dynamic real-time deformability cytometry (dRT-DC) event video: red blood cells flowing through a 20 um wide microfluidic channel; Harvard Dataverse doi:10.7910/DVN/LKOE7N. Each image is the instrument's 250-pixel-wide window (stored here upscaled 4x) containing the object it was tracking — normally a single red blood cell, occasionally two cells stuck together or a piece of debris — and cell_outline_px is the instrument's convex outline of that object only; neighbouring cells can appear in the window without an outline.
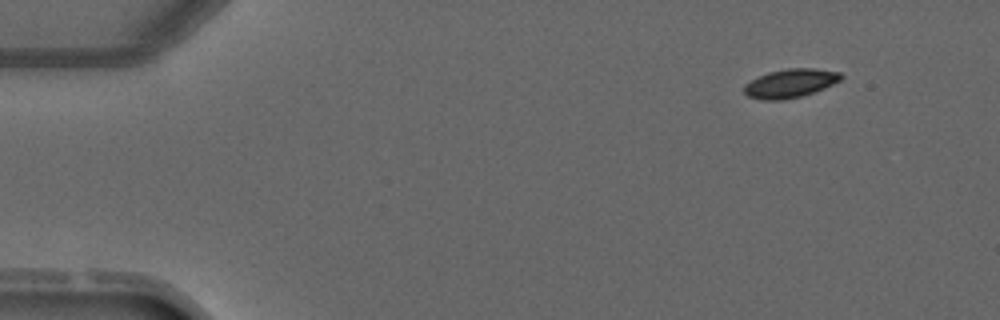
{"species": "common noctule bat (a hibernating species)", "species_latin": "Nyctalus noctula", "temperature_condition": "warm", "stored_images_in_passage": 4, "camera_frame_rate_fps": 3000, "um_per_image_px": 0.085, "animal": {"sex": "male", "forearm_length_mm": 52.5}, "frame": {"image": 1, "passage_image": 1, "time_ms": 0.0, "image_size_px": [1000, 320], "cell_outline_px": [[844, 76], [840, 80], [824, 88], [800, 96], [784, 100], [760, 100], [748, 96], [744, 92], [744, 84], [768, 72], [788, 68], [816, 68], [840, 72]], "centroid_in_image_um": [67.17, 7.07], "position_along_channel_um": 17.8, "area_um2": 16.13}}
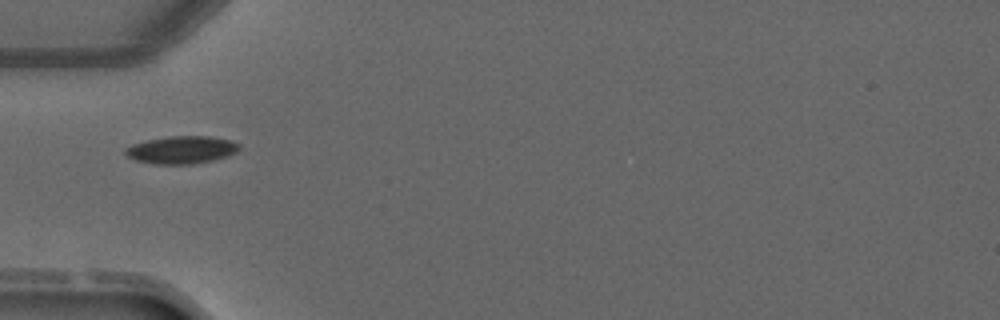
{"frame": {"image": 2, "passage_image": 3, "time_ms": 3.333, "image_size_px": [1000, 320], "cell_outline_px": [[240, 148], [236, 152], [212, 160], [192, 164], [156, 164], [136, 160], [128, 156], [124, 152], [124, 148], [132, 144], [148, 140], [168, 136], [208, 136], [232, 140], [240, 144]], "centroid_in_image_um": [15.42, 12.72], "position_along_channel_um": 69.6, "area_um2": 18.21}}
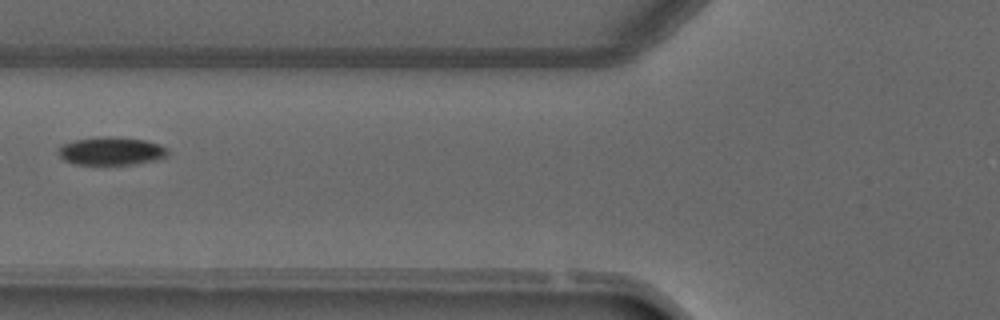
{"frame": {"image": 3, "passage_image": 4, "time_ms": 4.333, "image_size_px": [1000, 320], "cell_outline_px": [[168, 152], [164, 156], [156, 160], [136, 164], [76, 164], [64, 160], [60, 156], [60, 148], [64, 144], [72, 140], [100, 136], [116, 136], [144, 140], [160, 144], [168, 148]], "centroid_in_image_um": [9.48, 12.82], "position_along_channel_um": 116.3, "area_um2": 17.86}}